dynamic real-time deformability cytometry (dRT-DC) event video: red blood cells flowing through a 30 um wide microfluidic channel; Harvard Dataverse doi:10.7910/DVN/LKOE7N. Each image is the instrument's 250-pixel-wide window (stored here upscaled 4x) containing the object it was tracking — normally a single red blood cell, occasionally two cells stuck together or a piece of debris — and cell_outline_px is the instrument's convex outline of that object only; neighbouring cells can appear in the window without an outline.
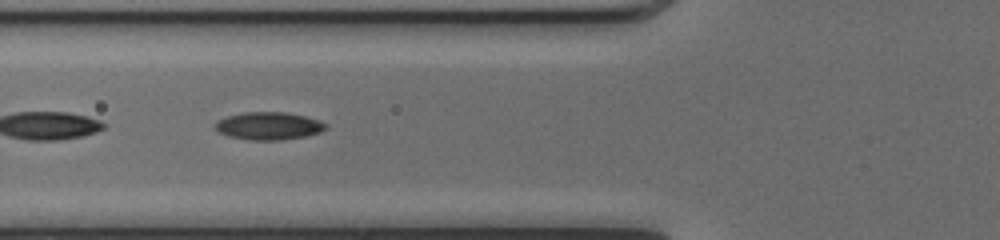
{"species": "common noctule bat (a hibernating species)", "species_latin": "Nyctalus noctula", "temperature_condition": "cold", "stored_images_in_passage": 38, "segment_of_instrument_passage": [2, 2], "camera_frame_rate_fps": 3000, "um_per_image_px": 0.085, "animal": {"sex": "female", "body_mass_g": 17.0, "forearm_length_mm": 48.0}, "frame": {"image": 1, "passage_image": 7, "time_ms": 2.0, "image_size_px": [1000, 240], "cell_outline_px": [[328, 128], [320, 132], [308, 136], [280, 140], [248, 140], [228, 136], [212, 128], [212, 124], [216, 120], [228, 116], [244, 112], [284, 112], [304, 116], [320, 120], [328, 124]], "centroid_in_image_um": [22.82, 10.71], "position_along_channel_um": 103.0, "area_um2": 18.15}}
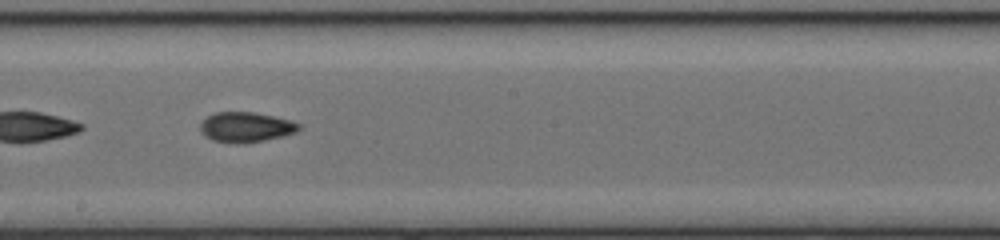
{"frame": {"image": 2, "passage_image": 16, "time_ms": 5.0, "image_size_px": [1000, 240], "cell_outline_px": [[300, 128], [296, 132], [284, 136], [244, 144], [236, 144], [212, 140], [204, 136], [200, 132], [200, 124], [208, 116], [216, 112], [252, 112], [292, 120], [300, 124]], "centroid_in_image_um": [20.89, 10.82], "position_along_channel_um": 227.3, "area_um2": 17.4}}
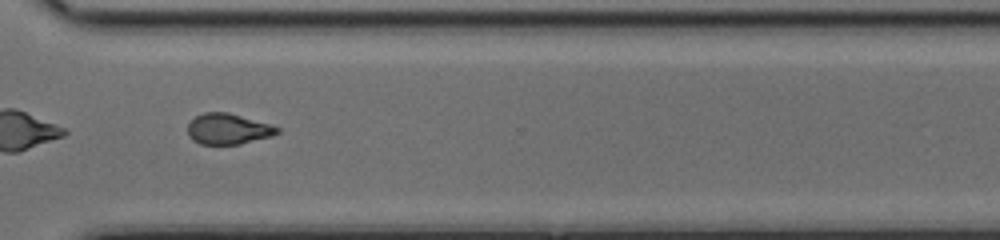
{"frame": {"image": 3, "passage_image": 25, "time_ms": 8.0, "image_size_px": [1000, 240], "cell_outline_px": [[280, 132], [272, 136], [240, 144], [200, 144], [192, 140], [188, 136], [188, 124], [196, 116], [204, 112], [228, 112], [272, 124], [280, 128]], "centroid_in_image_um": [19.41, 10.96], "position_along_channel_um": 351.2, "area_um2": 16.18}}